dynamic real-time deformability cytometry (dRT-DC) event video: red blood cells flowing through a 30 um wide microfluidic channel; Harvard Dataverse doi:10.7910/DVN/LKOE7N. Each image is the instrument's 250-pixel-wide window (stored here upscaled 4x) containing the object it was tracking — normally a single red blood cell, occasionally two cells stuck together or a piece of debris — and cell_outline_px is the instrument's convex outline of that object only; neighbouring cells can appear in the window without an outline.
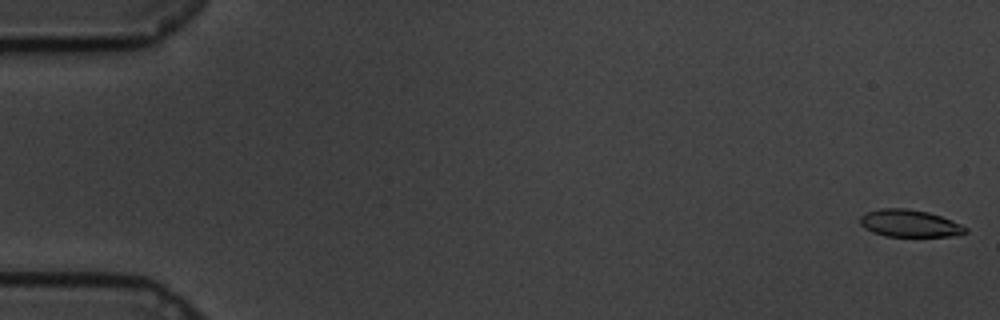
{"species": "common noctule bat (a hibernating species)", "species_latin": "Nyctalus noctula", "temperature_condition": "cold", "stored_images_in_passage": 60, "camera_frame_rate_fps": 3000, "um_per_image_px": 0.085, "animal": {"sex": "male", "body_mass_g": 19.5, "forearm_length_mm": 54.6}, "frame": {"image": 1, "passage_image": 1, "time_ms": 0.0, "image_size_px": [1000, 320], "cell_outline_px": [[968, 232], [952, 236], [884, 236], [872, 232], [864, 228], [860, 224], [860, 216], [868, 212], [880, 208], [908, 208], [928, 212], [940, 216], [960, 224], [968, 228]], "centroid_in_image_um": [77.29, 18.98], "position_along_channel_um": 7.7, "area_um2": 16.7}}
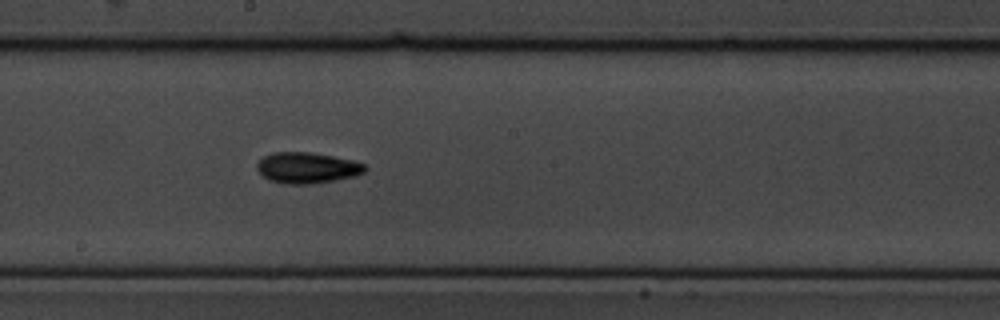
{"frame": {"image": 2, "passage_image": 33, "time_ms": 10.667, "image_size_px": [1000, 320], "cell_outline_px": [[368, 168], [364, 172], [356, 176], [336, 180], [308, 184], [288, 184], [268, 180], [256, 168], [256, 164], [264, 156], [272, 152], [308, 152], [332, 156], [352, 160], [364, 164]], "centroid_in_image_um": [26.11, 14.26], "position_along_channel_um": 222.1, "area_um2": 19.42}}
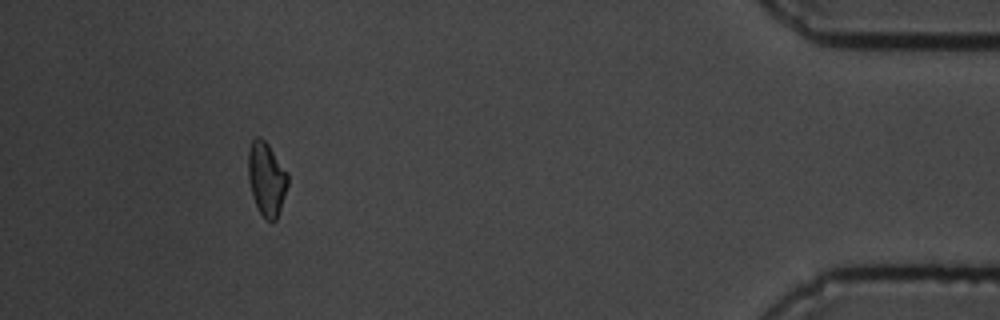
{"frame": {"image": 3, "passage_image": 55, "time_ms": 18.0, "image_size_px": [1000, 320], "cell_outline_px": [[288, 184], [276, 220], [272, 224], [264, 220], [256, 204], [252, 192], [248, 176], [248, 152], [252, 140], [256, 136], [260, 136], [268, 144], [288, 172]], "centroid_in_image_um": [22.66, 15.21], "position_along_channel_um": 412.5, "area_um2": 16.99}, "authors_computed_cell_mechanics": {"area_um2": 17.5712, "velocity_mm_per_s": 3.3802, "shape_relaxation_time_tau1_ms": 3.3598, "shape_relaxation_time_tau2_ms": 6.3045, "deformation_change_tau1": 0.1091, "deformation_change_tau2": 0.1136}}